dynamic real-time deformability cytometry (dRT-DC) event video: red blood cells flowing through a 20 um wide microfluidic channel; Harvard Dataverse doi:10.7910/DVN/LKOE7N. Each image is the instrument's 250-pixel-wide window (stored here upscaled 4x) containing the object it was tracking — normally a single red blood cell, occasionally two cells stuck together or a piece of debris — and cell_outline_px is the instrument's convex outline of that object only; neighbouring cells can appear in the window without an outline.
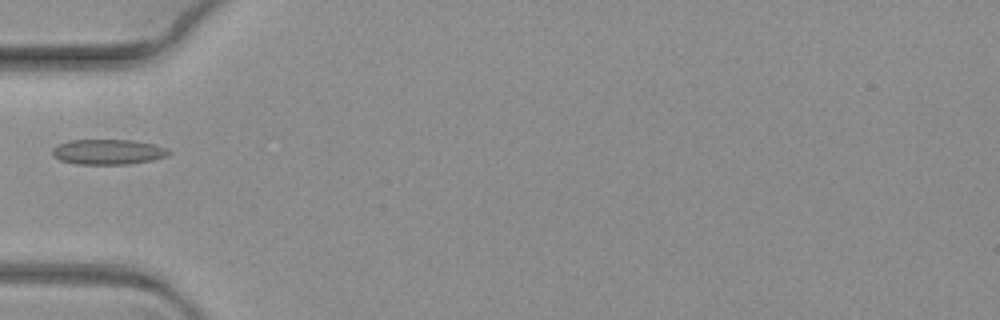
{"species": "common noctule bat (a hibernating species)", "species_latin": "Nyctalus noctula", "temperature_condition": "warm", "stored_images_in_passage": 14, "camera_frame_rate_fps": 3000, "um_per_image_px": 0.085, "animal": {"sex": "female", "body_mass_g": 19.3, "forearm_length_mm": 54.1}, "frame": {"image": 1, "passage_image": 2, "time_ms": 0.333, "image_size_px": [1000, 320], "cell_outline_px": [[172, 152], [168, 156], [152, 160], [128, 164], [76, 164], [60, 160], [52, 156], [52, 148], [56, 144], [68, 140], [132, 140], [152, 144], [168, 148]], "centroid_in_image_um": [9.16, 12.91], "position_along_channel_um": 75.8, "area_um2": 17.28}}
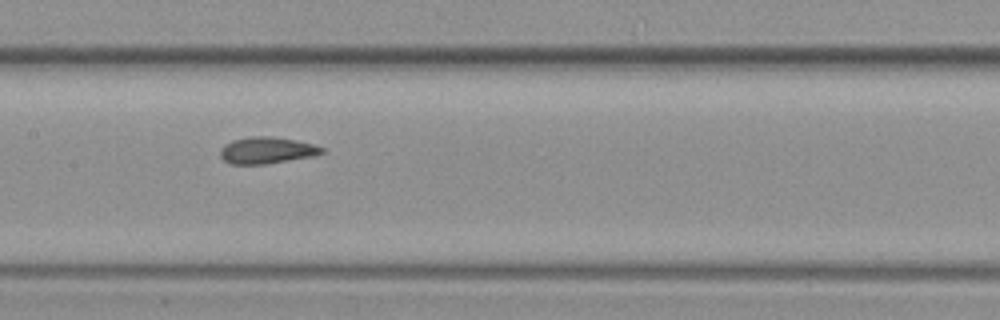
{"frame": {"image": 2, "passage_image": 5, "time_ms": 1.333, "image_size_px": [1000, 320], "cell_outline_px": [[324, 152], [312, 156], [264, 164], [232, 164], [224, 160], [220, 156], [220, 148], [224, 144], [232, 140], [252, 136], [272, 136], [296, 140], [312, 144], [324, 148]], "centroid_in_image_um": [22.64, 12.77], "position_along_channel_um": 184.8, "area_um2": 15.66}}
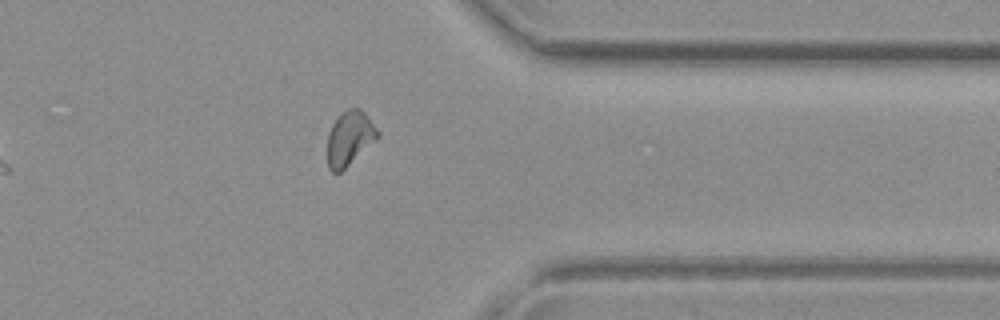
{"frame": {"image": 3, "passage_image": 10, "time_ms": 3.0, "image_size_px": [1000, 320], "cell_outline_px": [[380, 136], [376, 140], [340, 172], [332, 172], [328, 168], [328, 132], [332, 124], [348, 108], [360, 108], [364, 112], [380, 132]], "centroid_in_image_um": [29.73, 11.75], "position_along_channel_um": 381.7, "area_um2": 15.66}}